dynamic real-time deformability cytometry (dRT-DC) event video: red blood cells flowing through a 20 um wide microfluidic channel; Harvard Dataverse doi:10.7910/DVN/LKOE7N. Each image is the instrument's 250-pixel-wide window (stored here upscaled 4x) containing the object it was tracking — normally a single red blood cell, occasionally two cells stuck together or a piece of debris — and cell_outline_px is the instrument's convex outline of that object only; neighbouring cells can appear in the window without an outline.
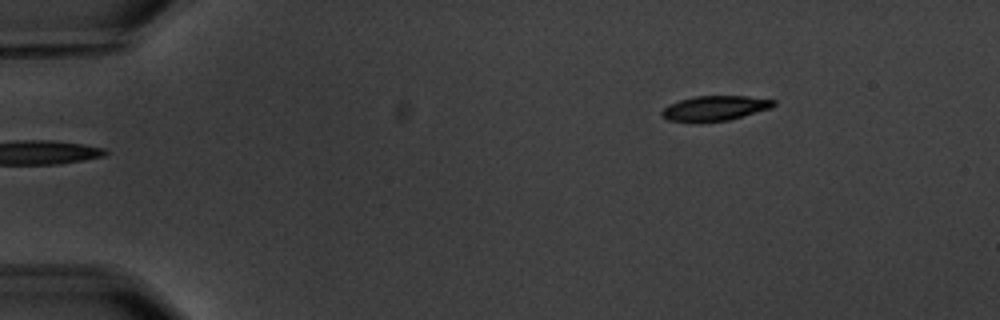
{"species": "common noctule bat (a hibernating species)", "species_latin": "Nyctalus noctula", "temperature_condition": "warm", "stored_images_in_passage": 6, "segment_of_instrument_passage": [2, 2], "camera_frame_rate_fps": 3000, "um_per_image_px": 0.085, "animal": {"sex": "male", "body_mass_g": 20.1, "forearm_length_mm": 53.5}, "frame": {"image": 1, "passage_image": 6, "time_ms": 6.667, "image_size_px": [1000, 320], "cell_outline_px": [[776, 104], [772, 108], [728, 120], [696, 124], [668, 120], [660, 116], [660, 112], [668, 104], [680, 100], [696, 96], [748, 96], [776, 100]], "centroid_in_image_um": [60.72, 9.22], "position_along_channel_um": 24.3, "area_um2": 16.7}}